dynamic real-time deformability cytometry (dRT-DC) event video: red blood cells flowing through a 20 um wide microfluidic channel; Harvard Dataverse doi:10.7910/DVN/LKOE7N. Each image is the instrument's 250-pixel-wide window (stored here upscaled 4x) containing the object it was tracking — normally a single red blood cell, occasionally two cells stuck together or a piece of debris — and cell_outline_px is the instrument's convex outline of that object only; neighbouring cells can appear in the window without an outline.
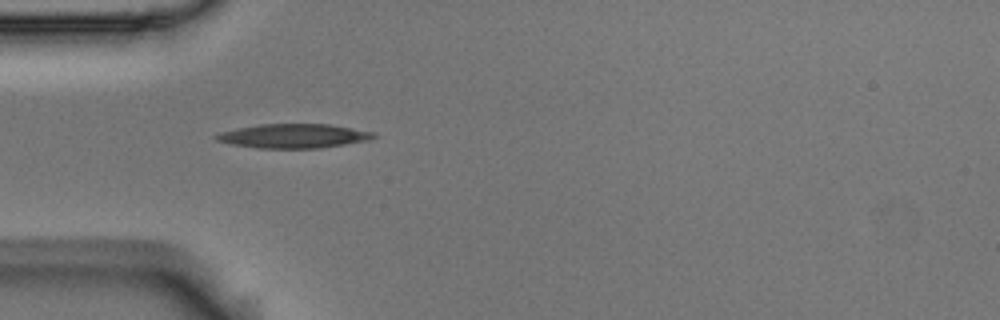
{"species": "Egyptian fruit bat (a non-hibernating species)", "species_latin": "Rousettus aegyptiacus", "temperature_condition": "room temperature", "stored_images_in_passage": 1, "camera_frame_rate_fps": 3000, "um_per_image_px": 0.085, "animal": {"sex": "male"}, "frame": {"image": 1, "passage_image": 1, "time_ms": 0.0, "image_size_px": [1000, 320], "cell_outline_px": [[376, 136], [368, 140], [320, 148], [256, 148], [232, 144], [216, 140], [212, 136], [220, 132], [236, 128], [260, 124], [328, 124], [376, 132]], "centroid_in_image_um": [24.92, 11.55], "position_along_channel_um": 60.1, "area_um2": 22.14}}